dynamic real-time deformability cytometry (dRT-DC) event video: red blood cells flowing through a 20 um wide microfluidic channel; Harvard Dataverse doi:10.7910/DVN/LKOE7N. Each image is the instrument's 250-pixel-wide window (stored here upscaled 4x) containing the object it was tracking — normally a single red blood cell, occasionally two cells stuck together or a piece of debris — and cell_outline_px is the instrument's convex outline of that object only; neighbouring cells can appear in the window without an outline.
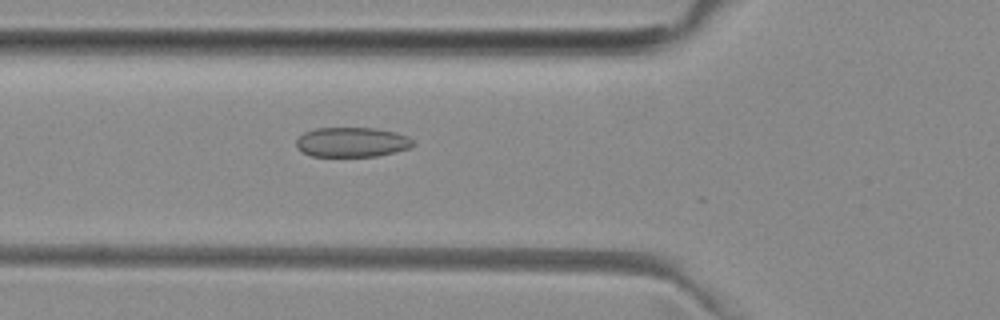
{"species": "common noctule bat (a hibernating species)", "species_latin": "Nyctalus noctula", "temperature_condition": "room temperature", "stored_images_in_passage": 48, "camera_frame_rate_fps": 3000, "um_per_image_px": 0.085, "animal": {"sex": "female", "body_mass_g": 29.2, "forearm_length_mm": 56.3}, "frame": {"image": 1, "passage_image": 15, "time_ms": 4.667, "image_size_px": [1000, 320], "cell_outline_px": [[416, 144], [412, 148], [376, 156], [312, 156], [296, 148], [296, 140], [304, 132], [316, 128], [376, 128], [396, 132], [408, 136]], "centroid_in_image_um": [29.94, 12.08], "position_along_channel_um": 95.9, "area_um2": 20.35}}
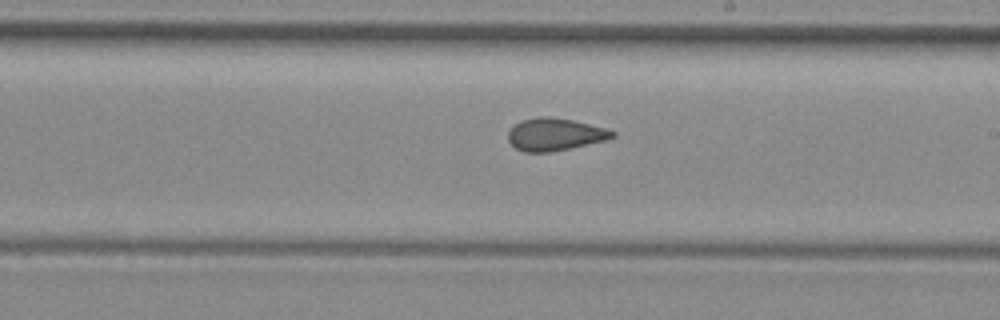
{"frame": {"image": 2, "passage_image": 26, "time_ms": 8.333, "image_size_px": [1000, 320], "cell_outline_px": [[616, 136], [608, 140], [548, 152], [524, 152], [516, 148], [508, 140], [508, 132], [520, 120], [540, 116], [544, 116], [572, 120], [608, 128], [616, 132]], "centroid_in_image_um": [47.2, 11.42], "position_along_channel_um": 241.8, "area_um2": 19.65}}
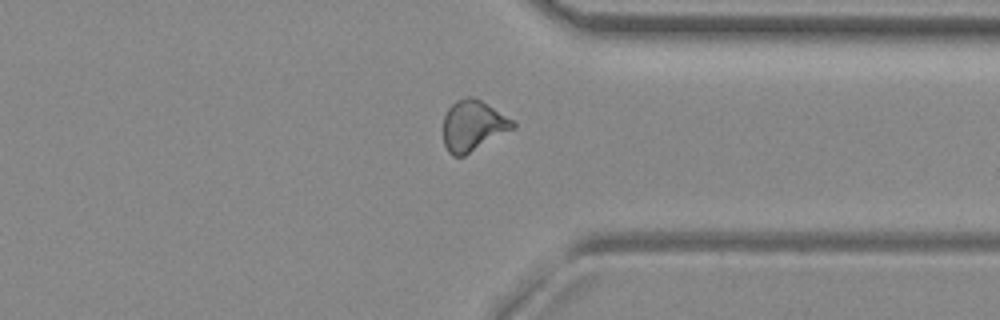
{"frame": {"image": 3, "passage_image": 36, "time_ms": 11.667, "image_size_px": [1000, 320], "cell_outline_px": [[516, 128], [464, 156], [452, 156], [448, 152], [444, 144], [444, 116], [448, 108], [456, 100], [468, 96], [472, 96], [480, 100], [512, 120], [516, 124]], "centroid_in_image_um": [40.2, 10.7], "position_along_channel_um": 371.2, "area_um2": 20.46}, "authors_computed_cell_mechanics": {"area_um2": 20.3167, "velocity_mm_per_s": 3.967, "shape_relaxation_time_tau1_ms": null, "shape_relaxation_time_tau2_ms": 1.2997, "deformation_change_tau1": null, "deformation_change_tau2": 0.0772}}